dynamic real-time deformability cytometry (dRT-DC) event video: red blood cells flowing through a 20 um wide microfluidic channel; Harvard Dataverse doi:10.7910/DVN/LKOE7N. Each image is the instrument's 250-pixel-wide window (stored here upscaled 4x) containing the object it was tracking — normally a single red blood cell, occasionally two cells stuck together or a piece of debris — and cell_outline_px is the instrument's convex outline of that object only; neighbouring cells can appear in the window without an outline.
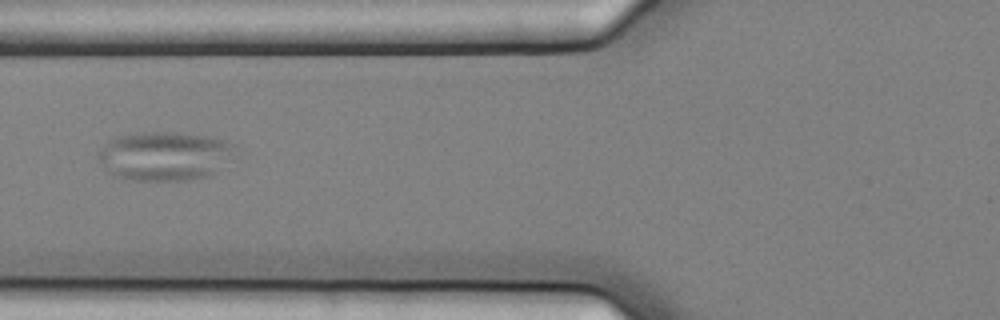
{"species": "common noctule bat (a hibernating species)", "species_latin": "Nyctalus noctula", "temperature_condition": "cold", "stored_images_in_passage": 16, "camera_frame_rate_fps": 3000, "um_per_image_px": 0.085, "animal": {"sex": "female", "body_mass_g": 25.1}, "frame": {"image": 1, "passage_image": 6, "time_ms": 1.667, "image_size_px": [1000, 320], "cell_outline_px": [[236, 148], [208, 176], [184, 180], [132, 180], [116, 176], [108, 172], [100, 160], [100, 152], [108, 140], [116, 136], [136, 132], [180, 132], [208, 136], [224, 140], [236, 144]], "centroid_in_image_um": [13.94, 13.23], "position_along_channel_um": 111.9, "area_um2": 38.38}}
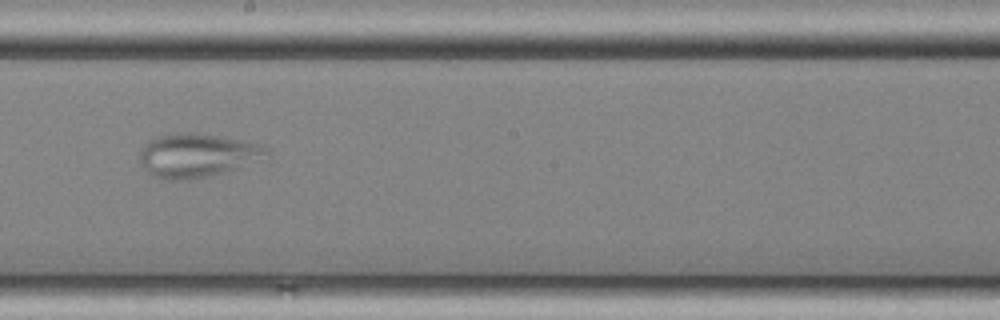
{"frame": {"image": 2, "passage_image": 9, "time_ms": 2.667, "image_size_px": [1000, 320], "cell_outline_px": [[268, 152], [260, 160], [236, 168], [188, 180], [160, 180], [152, 176], [140, 164], [140, 152], [144, 144], [148, 140], [156, 136], [224, 136], [260, 144]], "centroid_in_image_um": [16.7, 13.26], "position_along_channel_um": 231.5, "area_um2": 31.1}}
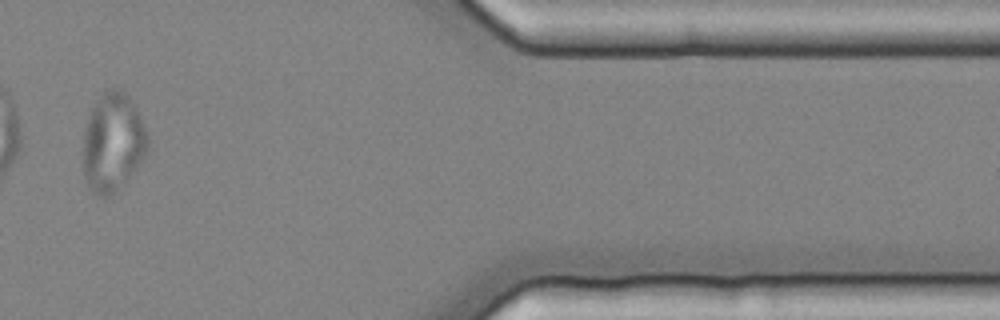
{"frame": {"image": 3, "passage_image": 13, "time_ms": 4.0, "image_size_px": [1000, 320], "cell_outline_px": [[148, 148], [144, 156], [120, 188], [108, 196], [100, 196], [92, 192], [88, 188], [84, 176], [84, 132], [88, 116], [96, 100], [108, 88], [120, 88], [136, 104], [148, 136]], "centroid_in_image_um": [9.59, 12.07], "position_along_channel_um": 401.8, "area_um2": 37.05}}